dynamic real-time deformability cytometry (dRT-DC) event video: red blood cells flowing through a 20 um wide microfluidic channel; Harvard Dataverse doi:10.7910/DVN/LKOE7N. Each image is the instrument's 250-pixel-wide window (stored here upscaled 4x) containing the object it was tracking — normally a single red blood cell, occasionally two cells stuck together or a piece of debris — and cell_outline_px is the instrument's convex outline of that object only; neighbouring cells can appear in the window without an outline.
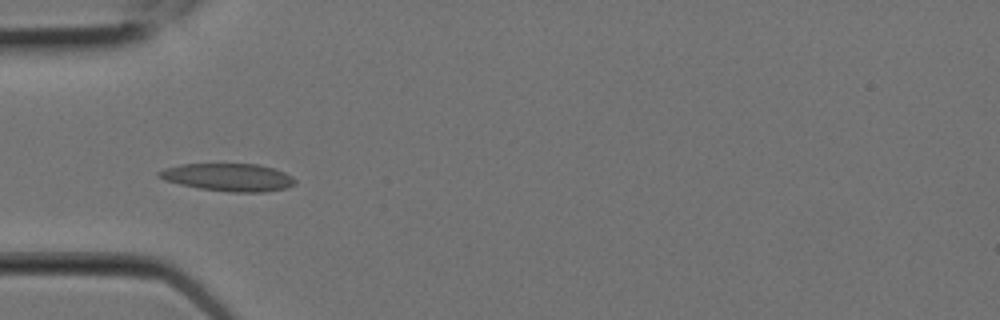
{"species": "Egyptian fruit bat (a non-hibernating species)", "species_latin": "Rousettus aegyptiacus", "temperature_condition": "room temperature", "stored_images_in_passage": 8, "camera_frame_rate_fps": 3000, "um_per_image_px": 0.085, "animal": {"sex": "female"}, "frame": {"image": 1, "passage_image": 6, "time_ms": 1.667, "image_size_px": [1000, 320], "cell_outline_px": [[296, 184], [288, 188], [264, 192], [232, 192], [200, 188], [180, 184], [164, 180], [156, 176], [156, 172], [164, 168], [180, 164], [256, 164], [272, 168], [284, 172], [292, 176], [296, 180]], "centroid_in_image_um": [19.4, 15.07], "position_along_channel_um": 65.6, "area_um2": 22.02}}
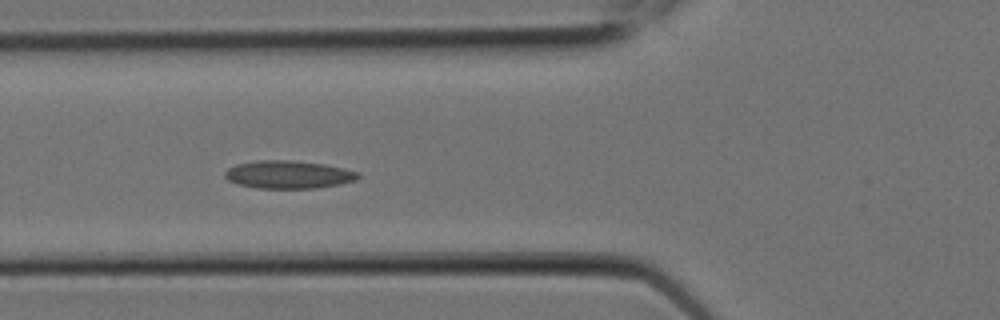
{"frame": {"image": 2, "passage_image": 7, "time_ms": 2.0, "image_size_px": [1000, 320], "cell_outline_px": [[360, 176], [356, 180], [316, 188], [256, 188], [236, 184], [228, 180], [224, 176], [224, 172], [228, 168], [236, 164], [256, 160], [292, 160], [324, 164], [360, 172]], "centroid_in_image_um": [24.47, 14.83], "position_along_channel_um": 101.3, "area_um2": 21.68}}
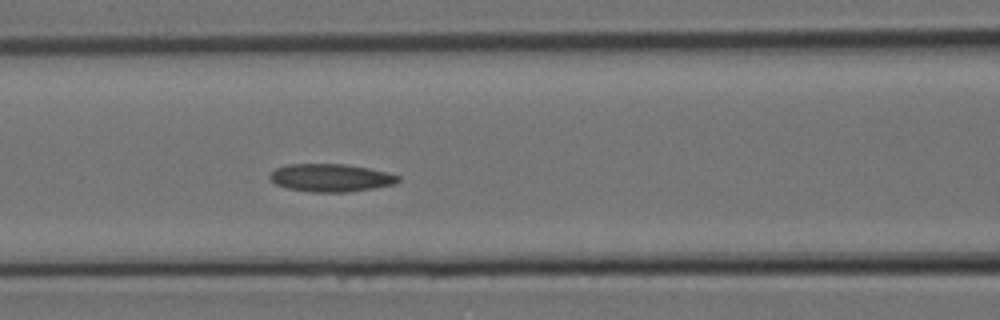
{"frame": {"image": 3, "passage_image": 8, "time_ms": 2.333, "image_size_px": [1000, 320], "cell_outline_px": [[400, 180], [396, 184], [376, 188], [348, 192], [312, 192], [288, 188], [276, 184], [268, 176], [276, 168], [288, 164], [344, 164], [368, 168], [400, 176]], "centroid_in_image_um": [28.14, 15.12], "position_along_channel_um": 138.5, "area_um2": 20.75}}